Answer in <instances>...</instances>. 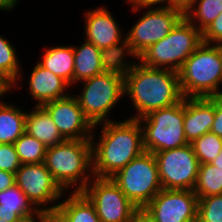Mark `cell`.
Returning <instances> with one entry per match:
<instances>
[{
    "label": "cell",
    "mask_w": 222,
    "mask_h": 222,
    "mask_svg": "<svg viewBox=\"0 0 222 222\" xmlns=\"http://www.w3.org/2000/svg\"><path fill=\"white\" fill-rule=\"evenodd\" d=\"M210 132L222 137V96L215 97V115Z\"/></svg>",
    "instance_id": "d6a6232c"
},
{
    "label": "cell",
    "mask_w": 222,
    "mask_h": 222,
    "mask_svg": "<svg viewBox=\"0 0 222 222\" xmlns=\"http://www.w3.org/2000/svg\"><path fill=\"white\" fill-rule=\"evenodd\" d=\"M193 191L199 199L222 195V168L213 166L211 163L200 164Z\"/></svg>",
    "instance_id": "484cf974"
},
{
    "label": "cell",
    "mask_w": 222,
    "mask_h": 222,
    "mask_svg": "<svg viewBox=\"0 0 222 222\" xmlns=\"http://www.w3.org/2000/svg\"><path fill=\"white\" fill-rule=\"evenodd\" d=\"M8 93L12 92L8 91L0 98V144H14L26 129L27 111L18 106L20 103L4 101Z\"/></svg>",
    "instance_id": "ffe728a7"
},
{
    "label": "cell",
    "mask_w": 222,
    "mask_h": 222,
    "mask_svg": "<svg viewBox=\"0 0 222 222\" xmlns=\"http://www.w3.org/2000/svg\"><path fill=\"white\" fill-rule=\"evenodd\" d=\"M202 43V33L184 16L162 40L152 44L137 60L147 67L179 71Z\"/></svg>",
    "instance_id": "52a82bcc"
},
{
    "label": "cell",
    "mask_w": 222,
    "mask_h": 222,
    "mask_svg": "<svg viewBox=\"0 0 222 222\" xmlns=\"http://www.w3.org/2000/svg\"><path fill=\"white\" fill-rule=\"evenodd\" d=\"M14 147L21 164L43 163L45 161L47 147L27 132H24L15 141Z\"/></svg>",
    "instance_id": "4316f807"
},
{
    "label": "cell",
    "mask_w": 222,
    "mask_h": 222,
    "mask_svg": "<svg viewBox=\"0 0 222 222\" xmlns=\"http://www.w3.org/2000/svg\"><path fill=\"white\" fill-rule=\"evenodd\" d=\"M9 91L1 82H0V98L4 96Z\"/></svg>",
    "instance_id": "60d3db41"
},
{
    "label": "cell",
    "mask_w": 222,
    "mask_h": 222,
    "mask_svg": "<svg viewBox=\"0 0 222 222\" xmlns=\"http://www.w3.org/2000/svg\"><path fill=\"white\" fill-rule=\"evenodd\" d=\"M44 222H62L54 213L46 214Z\"/></svg>",
    "instance_id": "f35d334b"
},
{
    "label": "cell",
    "mask_w": 222,
    "mask_h": 222,
    "mask_svg": "<svg viewBox=\"0 0 222 222\" xmlns=\"http://www.w3.org/2000/svg\"><path fill=\"white\" fill-rule=\"evenodd\" d=\"M110 178L138 209H143L163 189L155 156L148 151Z\"/></svg>",
    "instance_id": "9c48e42d"
},
{
    "label": "cell",
    "mask_w": 222,
    "mask_h": 222,
    "mask_svg": "<svg viewBox=\"0 0 222 222\" xmlns=\"http://www.w3.org/2000/svg\"><path fill=\"white\" fill-rule=\"evenodd\" d=\"M74 72L73 87L75 84L92 78L109 69L115 61L94 44L83 40L80 45H73Z\"/></svg>",
    "instance_id": "ac0fdd59"
},
{
    "label": "cell",
    "mask_w": 222,
    "mask_h": 222,
    "mask_svg": "<svg viewBox=\"0 0 222 222\" xmlns=\"http://www.w3.org/2000/svg\"><path fill=\"white\" fill-rule=\"evenodd\" d=\"M130 222H156L154 218L144 209H137Z\"/></svg>",
    "instance_id": "e575fe53"
},
{
    "label": "cell",
    "mask_w": 222,
    "mask_h": 222,
    "mask_svg": "<svg viewBox=\"0 0 222 222\" xmlns=\"http://www.w3.org/2000/svg\"><path fill=\"white\" fill-rule=\"evenodd\" d=\"M182 94L189 97L222 96L219 44L202 42L178 71Z\"/></svg>",
    "instance_id": "5b68a950"
},
{
    "label": "cell",
    "mask_w": 222,
    "mask_h": 222,
    "mask_svg": "<svg viewBox=\"0 0 222 222\" xmlns=\"http://www.w3.org/2000/svg\"><path fill=\"white\" fill-rule=\"evenodd\" d=\"M213 166L222 168V151L218 154V156L211 162Z\"/></svg>",
    "instance_id": "ab89813d"
},
{
    "label": "cell",
    "mask_w": 222,
    "mask_h": 222,
    "mask_svg": "<svg viewBox=\"0 0 222 222\" xmlns=\"http://www.w3.org/2000/svg\"><path fill=\"white\" fill-rule=\"evenodd\" d=\"M44 163L65 192H81L94 177L91 140H64L48 147Z\"/></svg>",
    "instance_id": "277c9868"
},
{
    "label": "cell",
    "mask_w": 222,
    "mask_h": 222,
    "mask_svg": "<svg viewBox=\"0 0 222 222\" xmlns=\"http://www.w3.org/2000/svg\"><path fill=\"white\" fill-rule=\"evenodd\" d=\"M24 75L27 77L26 73L24 74L23 69L21 70L17 81L13 84L9 91H12L13 89L17 91L18 88L22 89V86L25 84L23 83V80L24 82L27 81L26 86L28 87L27 90H29L27 92L33 100L34 103H31L35 104L34 106H42L47 102L64 98L72 92H75L71 90L72 86L66 80L42 67L38 62L33 65L31 73L28 75V79L25 78Z\"/></svg>",
    "instance_id": "2e32d148"
},
{
    "label": "cell",
    "mask_w": 222,
    "mask_h": 222,
    "mask_svg": "<svg viewBox=\"0 0 222 222\" xmlns=\"http://www.w3.org/2000/svg\"><path fill=\"white\" fill-rule=\"evenodd\" d=\"M222 13V0H193L184 16L202 33Z\"/></svg>",
    "instance_id": "d4e9b609"
},
{
    "label": "cell",
    "mask_w": 222,
    "mask_h": 222,
    "mask_svg": "<svg viewBox=\"0 0 222 222\" xmlns=\"http://www.w3.org/2000/svg\"><path fill=\"white\" fill-rule=\"evenodd\" d=\"M65 140H91L94 126L72 94L42 105Z\"/></svg>",
    "instance_id": "9a60e30c"
},
{
    "label": "cell",
    "mask_w": 222,
    "mask_h": 222,
    "mask_svg": "<svg viewBox=\"0 0 222 222\" xmlns=\"http://www.w3.org/2000/svg\"><path fill=\"white\" fill-rule=\"evenodd\" d=\"M198 202L193 190L161 189L143 209L156 222H197Z\"/></svg>",
    "instance_id": "5bb4252c"
},
{
    "label": "cell",
    "mask_w": 222,
    "mask_h": 222,
    "mask_svg": "<svg viewBox=\"0 0 222 222\" xmlns=\"http://www.w3.org/2000/svg\"><path fill=\"white\" fill-rule=\"evenodd\" d=\"M15 179L20 190L45 214L55 213L66 193L54 180L44 162L21 164L15 173Z\"/></svg>",
    "instance_id": "8fae6325"
},
{
    "label": "cell",
    "mask_w": 222,
    "mask_h": 222,
    "mask_svg": "<svg viewBox=\"0 0 222 222\" xmlns=\"http://www.w3.org/2000/svg\"><path fill=\"white\" fill-rule=\"evenodd\" d=\"M81 192L94 205L100 222H130L138 209L111 178L93 177Z\"/></svg>",
    "instance_id": "4fadbf2b"
},
{
    "label": "cell",
    "mask_w": 222,
    "mask_h": 222,
    "mask_svg": "<svg viewBox=\"0 0 222 222\" xmlns=\"http://www.w3.org/2000/svg\"><path fill=\"white\" fill-rule=\"evenodd\" d=\"M84 40L94 44L115 62L126 61V44L123 25L106 5L95 6L83 13Z\"/></svg>",
    "instance_id": "30bf717a"
},
{
    "label": "cell",
    "mask_w": 222,
    "mask_h": 222,
    "mask_svg": "<svg viewBox=\"0 0 222 222\" xmlns=\"http://www.w3.org/2000/svg\"><path fill=\"white\" fill-rule=\"evenodd\" d=\"M202 42L216 45L222 43V13L202 32Z\"/></svg>",
    "instance_id": "4dcf8cb0"
},
{
    "label": "cell",
    "mask_w": 222,
    "mask_h": 222,
    "mask_svg": "<svg viewBox=\"0 0 222 222\" xmlns=\"http://www.w3.org/2000/svg\"><path fill=\"white\" fill-rule=\"evenodd\" d=\"M193 0H172V7L182 8L185 10Z\"/></svg>",
    "instance_id": "74e56055"
},
{
    "label": "cell",
    "mask_w": 222,
    "mask_h": 222,
    "mask_svg": "<svg viewBox=\"0 0 222 222\" xmlns=\"http://www.w3.org/2000/svg\"><path fill=\"white\" fill-rule=\"evenodd\" d=\"M16 184L15 174L0 170V192Z\"/></svg>",
    "instance_id": "836d02e7"
},
{
    "label": "cell",
    "mask_w": 222,
    "mask_h": 222,
    "mask_svg": "<svg viewBox=\"0 0 222 222\" xmlns=\"http://www.w3.org/2000/svg\"><path fill=\"white\" fill-rule=\"evenodd\" d=\"M54 214L62 222H100L94 205L82 192H66Z\"/></svg>",
    "instance_id": "44dd1931"
},
{
    "label": "cell",
    "mask_w": 222,
    "mask_h": 222,
    "mask_svg": "<svg viewBox=\"0 0 222 222\" xmlns=\"http://www.w3.org/2000/svg\"><path fill=\"white\" fill-rule=\"evenodd\" d=\"M219 52H220V57H221V62H222V43L219 44Z\"/></svg>",
    "instance_id": "b9f144b4"
},
{
    "label": "cell",
    "mask_w": 222,
    "mask_h": 222,
    "mask_svg": "<svg viewBox=\"0 0 222 222\" xmlns=\"http://www.w3.org/2000/svg\"><path fill=\"white\" fill-rule=\"evenodd\" d=\"M8 37L0 34V82L8 89L17 81L22 63L18 51Z\"/></svg>",
    "instance_id": "cb8c5ba5"
},
{
    "label": "cell",
    "mask_w": 222,
    "mask_h": 222,
    "mask_svg": "<svg viewBox=\"0 0 222 222\" xmlns=\"http://www.w3.org/2000/svg\"><path fill=\"white\" fill-rule=\"evenodd\" d=\"M200 164L211 163L222 151V137L208 132L191 143Z\"/></svg>",
    "instance_id": "83f0119b"
},
{
    "label": "cell",
    "mask_w": 222,
    "mask_h": 222,
    "mask_svg": "<svg viewBox=\"0 0 222 222\" xmlns=\"http://www.w3.org/2000/svg\"><path fill=\"white\" fill-rule=\"evenodd\" d=\"M26 216H46L15 184L0 192V221L15 222Z\"/></svg>",
    "instance_id": "d6986e66"
},
{
    "label": "cell",
    "mask_w": 222,
    "mask_h": 222,
    "mask_svg": "<svg viewBox=\"0 0 222 222\" xmlns=\"http://www.w3.org/2000/svg\"><path fill=\"white\" fill-rule=\"evenodd\" d=\"M25 132L42 142L47 148L65 140L42 106H34L27 111Z\"/></svg>",
    "instance_id": "603a6c76"
},
{
    "label": "cell",
    "mask_w": 222,
    "mask_h": 222,
    "mask_svg": "<svg viewBox=\"0 0 222 222\" xmlns=\"http://www.w3.org/2000/svg\"><path fill=\"white\" fill-rule=\"evenodd\" d=\"M132 15L139 13V19L125 31L126 61L137 59L152 44L167 36L184 17L182 8H146L130 6ZM142 12V13H141ZM135 23V24H134ZM130 57V58H129Z\"/></svg>",
    "instance_id": "8992f818"
},
{
    "label": "cell",
    "mask_w": 222,
    "mask_h": 222,
    "mask_svg": "<svg viewBox=\"0 0 222 222\" xmlns=\"http://www.w3.org/2000/svg\"><path fill=\"white\" fill-rule=\"evenodd\" d=\"M123 67L124 98L129 99L134 111L127 118L140 119L151 111L174 105L184 98L177 71L147 67L137 59H128Z\"/></svg>",
    "instance_id": "6da1fadb"
},
{
    "label": "cell",
    "mask_w": 222,
    "mask_h": 222,
    "mask_svg": "<svg viewBox=\"0 0 222 222\" xmlns=\"http://www.w3.org/2000/svg\"><path fill=\"white\" fill-rule=\"evenodd\" d=\"M215 115V97L185 98L184 133L188 143L210 132Z\"/></svg>",
    "instance_id": "e0dca14e"
},
{
    "label": "cell",
    "mask_w": 222,
    "mask_h": 222,
    "mask_svg": "<svg viewBox=\"0 0 222 222\" xmlns=\"http://www.w3.org/2000/svg\"><path fill=\"white\" fill-rule=\"evenodd\" d=\"M21 162L14 144H0V170L16 173Z\"/></svg>",
    "instance_id": "f546056e"
},
{
    "label": "cell",
    "mask_w": 222,
    "mask_h": 222,
    "mask_svg": "<svg viewBox=\"0 0 222 222\" xmlns=\"http://www.w3.org/2000/svg\"><path fill=\"white\" fill-rule=\"evenodd\" d=\"M75 85H79L80 88H77L81 90L78 91L79 94L73 93V95L93 126L117 120L112 117L114 115L112 112H116L114 108L120 106L118 102L124 101L123 63L115 62L105 72Z\"/></svg>",
    "instance_id": "3957f363"
},
{
    "label": "cell",
    "mask_w": 222,
    "mask_h": 222,
    "mask_svg": "<svg viewBox=\"0 0 222 222\" xmlns=\"http://www.w3.org/2000/svg\"><path fill=\"white\" fill-rule=\"evenodd\" d=\"M184 115L185 97L174 105L151 111L138 119L145 151L156 153L187 145Z\"/></svg>",
    "instance_id": "ba28073f"
},
{
    "label": "cell",
    "mask_w": 222,
    "mask_h": 222,
    "mask_svg": "<svg viewBox=\"0 0 222 222\" xmlns=\"http://www.w3.org/2000/svg\"><path fill=\"white\" fill-rule=\"evenodd\" d=\"M46 216H26L15 222H44Z\"/></svg>",
    "instance_id": "8d00e7d4"
},
{
    "label": "cell",
    "mask_w": 222,
    "mask_h": 222,
    "mask_svg": "<svg viewBox=\"0 0 222 222\" xmlns=\"http://www.w3.org/2000/svg\"><path fill=\"white\" fill-rule=\"evenodd\" d=\"M163 189L193 190L200 162L190 143L171 150L153 153Z\"/></svg>",
    "instance_id": "7c38bea8"
},
{
    "label": "cell",
    "mask_w": 222,
    "mask_h": 222,
    "mask_svg": "<svg viewBox=\"0 0 222 222\" xmlns=\"http://www.w3.org/2000/svg\"><path fill=\"white\" fill-rule=\"evenodd\" d=\"M197 222H222V195L199 199Z\"/></svg>",
    "instance_id": "f1b7e54d"
},
{
    "label": "cell",
    "mask_w": 222,
    "mask_h": 222,
    "mask_svg": "<svg viewBox=\"0 0 222 222\" xmlns=\"http://www.w3.org/2000/svg\"><path fill=\"white\" fill-rule=\"evenodd\" d=\"M91 144L93 176L99 178L112 177L145 151L139 120L127 117L95 125Z\"/></svg>",
    "instance_id": "7a4b0ae2"
},
{
    "label": "cell",
    "mask_w": 222,
    "mask_h": 222,
    "mask_svg": "<svg viewBox=\"0 0 222 222\" xmlns=\"http://www.w3.org/2000/svg\"><path fill=\"white\" fill-rule=\"evenodd\" d=\"M129 6L146 8H172V0H125Z\"/></svg>",
    "instance_id": "1f68e13d"
},
{
    "label": "cell",
    "mask_w": 222,
    "mask_h": 222,
    "mask_svg": "<svg viewBox=\"0 0 222 222\" xmlns=\"http://www.w3.org/2000/svg\"><path fill=\"white\" fill-rule=\"evenodd\" d=\"M46 48V49H45ZM36 60L42 67L62 77L73 87L74 50L71 45L43 47L42 55Z\"/></svg>",
    "instance_id": "7402d4cb"
},
{
    "label": "cell",
    "mask_w": 222,
    "mask_h": 222,
    "mask_svg": "<svg viewBox=\"0 0 222 222\" xmlns=\"http://www.w3.org/2000/svg\"><path fill=\"white\" fill-rule=\"evenodd\" d=\"M21 0H0V13H11L12 10L18 8L16 5L20 4Z\"/></svg>",
    "instance_id": "d590c367"
}]
</instances>
